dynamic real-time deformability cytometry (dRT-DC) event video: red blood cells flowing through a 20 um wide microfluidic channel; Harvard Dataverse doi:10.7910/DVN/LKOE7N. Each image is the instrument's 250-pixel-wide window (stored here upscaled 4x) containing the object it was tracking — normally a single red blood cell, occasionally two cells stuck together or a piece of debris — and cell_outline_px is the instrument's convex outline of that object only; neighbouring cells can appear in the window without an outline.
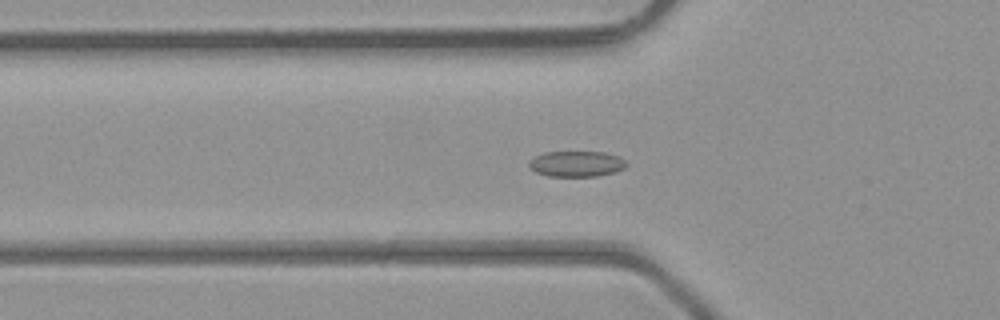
{"species": "common noctule bat (a hibernating species)", "species_latin": "Nyctalus noctula", "temperature_condition": "room temperature", "stored_images_in_passage": 48, "camera_frame_rate_fps": 3000, "um_per_image_px": 0.085, "animal": {"sex": "male", "body_mass_g": 23.1, "forearm_length_mm": 52.7}, "frame": {"image": 1, "passage_image": 16, "time_ms": 5.0, "image_size_px": [1000, 320], "cell_outline_px": [[628, 164], [624, 168], [616, 172], [596, 176], [548, 176], [536, 172], [528, 164], [536, 156], [544, 152], [604, 152], [620, 156]], "centroid_in_image_um": [49.05, 13.92], "position_along_channel_um": 76.7, "area_um2": 14.51}}
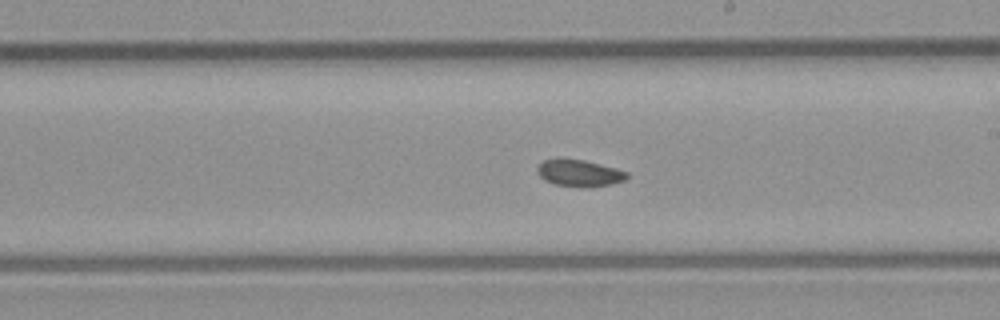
{"frame": {"image": 2, "passage_image": 27, "time_ms": 8.667, "image_size_px": [1000, 320], "cell_outline_px": [[628, 176], [624, 180], [612, 184], [588, 188], [580, 188], [556, 184], [544, 180], [536, 172], [536, 168], [544, 160], [584, 160], [616, 168], [628, 172]], "centroid_in_image_um": [49.27, 14.75], "position_along_channel_um": 239.7, "area_um2": 13.87}}
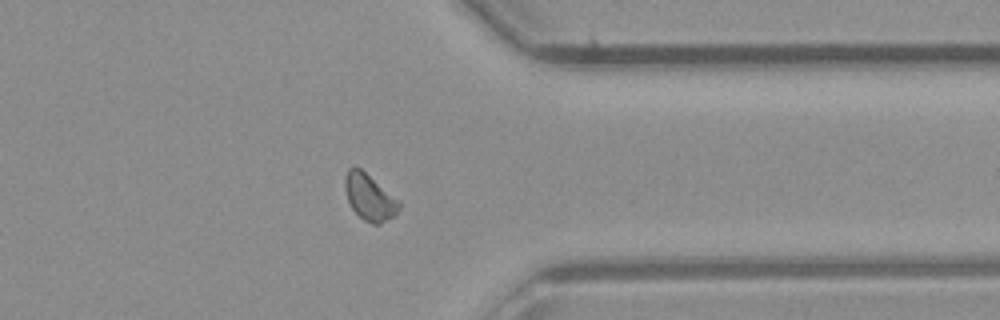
{"frame": {"image": 3, "passage_image": 37, "time_ms": 12.0, "image_size_px": [1000, 320], "cell_outline_px": [[400, 208], [392, 216], [380, 224], [372, 224], [364, 220], [352, 208], [348, 200], [344, 188], [344, 180], [348, 168], [360, 168], [400, 200]], "centroid_in_image_um": [31.4, 16.76], "position_along_channel_um": 380.0, "area_um2": 14.39}}